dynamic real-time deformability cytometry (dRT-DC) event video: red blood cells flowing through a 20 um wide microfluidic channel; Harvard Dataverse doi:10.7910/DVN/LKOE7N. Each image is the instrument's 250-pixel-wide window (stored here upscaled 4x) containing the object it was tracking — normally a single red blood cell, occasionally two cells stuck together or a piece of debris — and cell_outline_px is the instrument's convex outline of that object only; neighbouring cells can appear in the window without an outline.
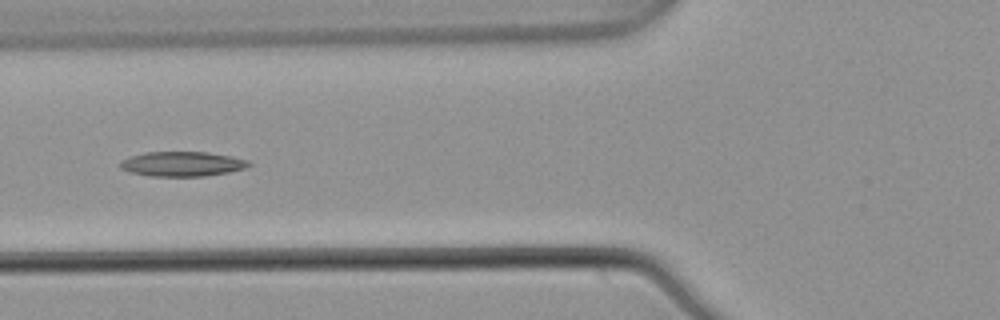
{"species": "common noctule bat (a hibernating species)", "species_latin": "Nyctalus noctula", "temperature_condition": "warm", "stored_images_in_passage": 8, "camera_frame_rate_fps": 3000, "um_per_image_px": 0.085, "animal": {"sex": "male", "body_mass_g": 21.5, "forearm_length_mm": 52.0}, "frame": {"image": 1, "passage_image": 6, "time_ms": 1.667, "image_size_px": [1000, 320], "cell_outline_px": [[252, 164], [244, 168], [228, 172], [204, 176], [148, 176], [132, 172], [120, 168], [120, 160], [144, 152], [208, 152], [248, 160]], "centroid_in_image_um": [15.46, 13.93], "position_along_channel_um": 110.3, "area_um2": 18.38}}
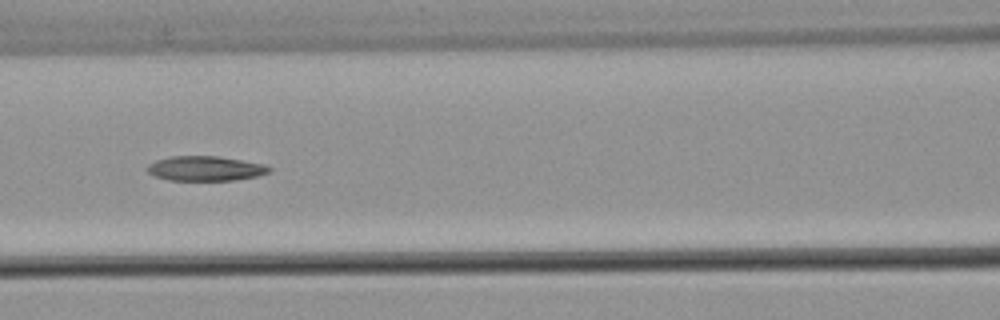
{"frame": {"image": 2, "passage_image": 7, "time_ms": 2.0, "image_size_px": [1000, 320], "cell_outline_px": [[272, 168], [268, 172], [256, 176], [236, 180], [168, 180], [156, 176], [148, 172], [148, 164], [156, 160], [172, 156], [216, 156], [240, 160], [260, 164]], "centroid_in_image_um": [17.42, 14.32], "position_along_channel_um": 149.2, "area_um2": 17.22}}